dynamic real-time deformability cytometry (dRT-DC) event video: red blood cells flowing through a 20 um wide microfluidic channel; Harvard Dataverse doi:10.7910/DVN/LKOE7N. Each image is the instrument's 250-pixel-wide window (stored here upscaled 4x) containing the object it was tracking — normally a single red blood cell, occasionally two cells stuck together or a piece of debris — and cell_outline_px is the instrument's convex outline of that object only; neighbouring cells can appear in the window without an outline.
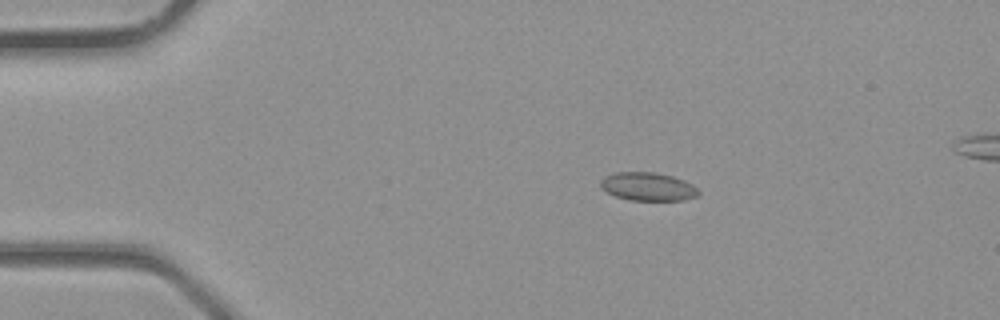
{"species": "common noctule bat (a hibernating species)", "species_latin": "Nyctalus noctula", "temperature_condition": "room temperature", "stored_images_in_passage": 4, "camera_frame_rate_fps": 3000, "um_per_image_px": 0.085, "animal": {"sex": "male", "body_mass_g": 23.1, "forearm_length_mm": 52.7}, "frame": {"image": 1, "passage_image": 2, "time_ms": 0.333, "image_size_px": [1000, 320], "cell_outline_px": [[700, 192], [696, 196], [684, 200], [632, 200], [616, 196], [600, 188], [600, 180], [604, 176], [616, 172], [656, 172], [672, 176], [684, 180], [692, 184]], "centroid_in_image_um": [55.05, 15.85], "position_along_channel_um": 29.9, "area_um2": 16.13}}